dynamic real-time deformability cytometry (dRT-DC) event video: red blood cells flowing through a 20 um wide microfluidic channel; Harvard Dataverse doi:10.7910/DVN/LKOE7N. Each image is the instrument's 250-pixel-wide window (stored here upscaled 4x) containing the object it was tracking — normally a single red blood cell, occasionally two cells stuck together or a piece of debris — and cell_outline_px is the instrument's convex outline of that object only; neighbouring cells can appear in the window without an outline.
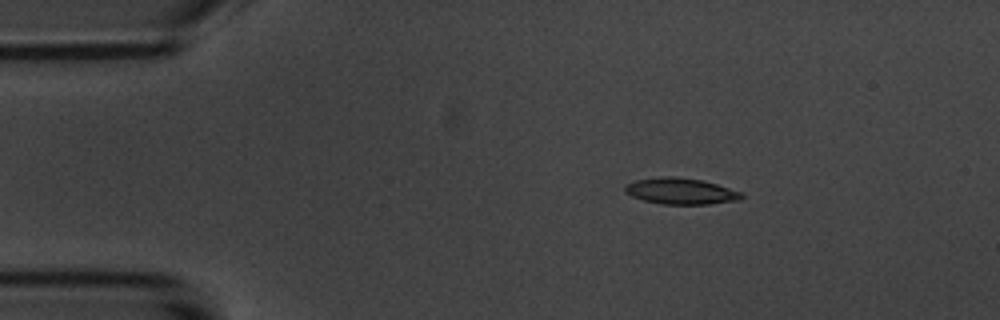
{"species": "common noctule bat (a hibernating species)", "species_latin": "Nyctalus noctula", "temperature_condition": "room temperature", "stored_images_in_passage": 6, "camera_frame_rate_fps": 3000, "um_per_image_px": 0.085, "animal": {"sex": "male", "body_mass_g": 20.1, "forearm_length_mm": 53.5}, "frame": {"image": 1, "passage_image": 3, "time_ms": 2.333, "image_size_px": [1000, 320], "cell_outline_px": [[744, 196], [740, 200], [708, 204], [660, 204], [644, 200], [632, 196], [624, 192], [624, 188], [628, 184], [636, 180], [660, 176], [672, 176], [704, 180], [744, 192]], "centroid_in_image_um": [57.91, 16.24], "position_along_channel_um": 27.1, "area_um2": 17.98}}
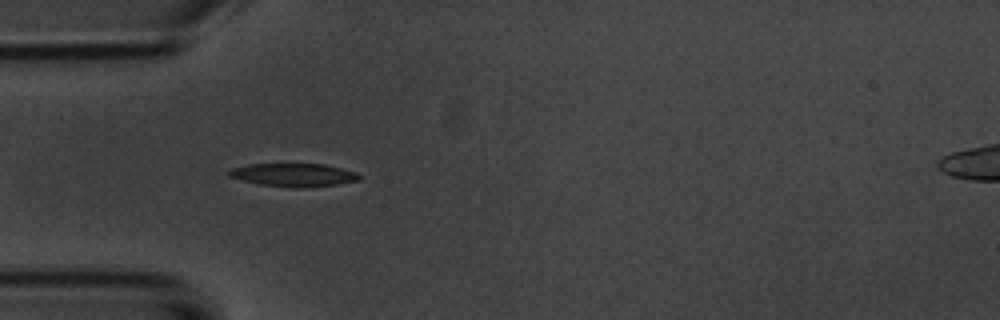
{"frame": {"image": 2, "passage_image": 5, "time_ms": 4.667, "image_size_px": [1000, 320], "cell_outline_px": [[364, 176], [360, 180], [336, 184], [304, 188], [292, 188], [260, 184], [228, 176], [228, 168], [248, 164], [324, 164], [356, 172]], "centroid_in_image_um": [24.97, 14.87], "position_along_channel_um": 60.0, "area_um2": 17.69}}